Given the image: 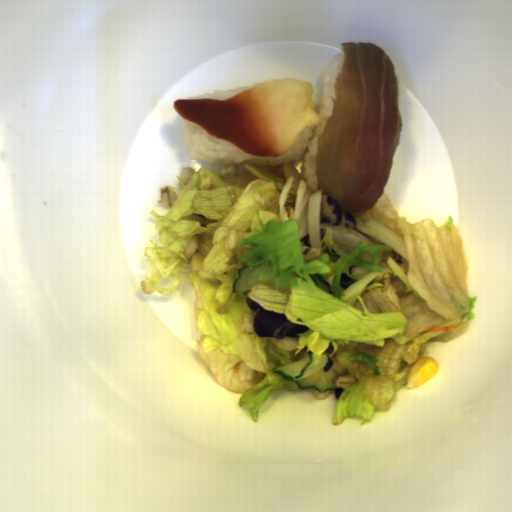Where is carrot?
Returning <instances> with one entry per match:
<instances>
[{"label": "carrot", "mask_w": 512, "mask_h": 512, "mask_svg": "<svg viewBox=\"0 0 512 512\" xmlns=\"http://www.w3.org/2000/svg\"><path fill=\"white\" fill-rule=\"evenodd\" d=\"M455 328H458V327H457V325H455L453 323L446 325V326L434 325L431 328L424 330L422 332H419V333H421L423 335L427 332H450L451 330H453Z\"/></svg>", "instance_id": "obj_1"}, {"label": "carrot", "mask_w": 512, "mask_h": 512, "mask_svg": "<svg viewBox=\"0 0 512 512\" xmlns=\"http://www.w3.org/2000/svg\"><path fill=\"white\" fill-rule=\"evenodd\" d=\"M260 170L262 171H273L275 172L280 178H283L286 180V177L284 175V173L278 169L277 167H274V166H268V165H258V167Z\"/></svg>", "instance_id": "obj_2"}, {"label": "carrot", "mask_w": 512, "mask_h": 512, "mask_svg": "<svg viewBox=\"0 0 512 512\" xmlns=\"http://www.w3.org/2000/svg\"><path fill=\"white\" fill-rule=\"evenodd\" d=\"M268 340H270L273 344H275L277 347H279L282 350H298L297 345H283L280 342H278L273 337H267Z\"/></svg>", "instance_id": "obj_3"}]
</instances>
